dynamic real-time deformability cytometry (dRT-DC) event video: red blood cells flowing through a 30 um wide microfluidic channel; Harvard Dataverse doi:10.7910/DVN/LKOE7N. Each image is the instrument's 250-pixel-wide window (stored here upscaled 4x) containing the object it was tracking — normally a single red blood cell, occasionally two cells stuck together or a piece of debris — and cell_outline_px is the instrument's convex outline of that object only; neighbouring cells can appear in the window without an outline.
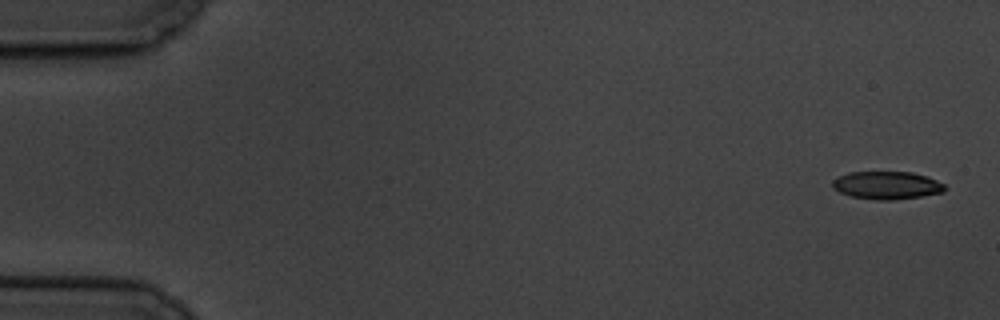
{"species": "common noctule bat (a hibernating species)", "species_latin": "Nyctalus noctula", "temperature_condition": "cold", "stored_images_in_passage": 7, "camera_frame_rate_fps": 3000, "um_per_image_px": 0.085, "animal": {"sex": "male", "body_mass_g": 19.5, "forearm_length_mm": 54.6}, "frame": {"image": 1, "passage_image": 1, "time_ms": 0.0, "image_size_px": [1000, 320], "cell_outline_px": [[944, 192], [920, 196], [892, 200], [876, 200], [852, 196], [840, 192], [832, 188], [832, 180], [848, 172], [912, 172], [928, 176], [944, 184]], "centroid_in_image_um": [75.37, 15.74], "position_along_channel_um": 9.6, "area_um2": 18.15}}
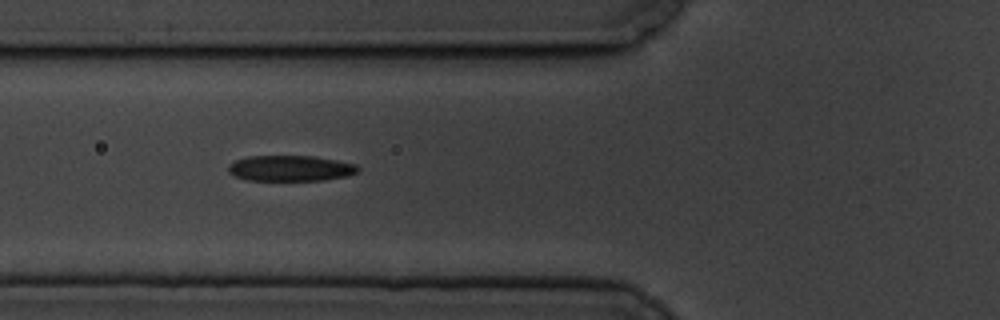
{"frame": {"image": 2, "passage_image": 6, "time_ms": 6.667, "image_size_px": [1000, 320], "cell_outline_px": [[360, 172], [348, 176], [324, 180], [248, 180], [236, 176], [228, 172], [228, 164], [236, 160], [248, 156], [312, 156], [336, 160], [356, 164], [360, 168]], "centroid_in_image_um": [24.72, 14.3], "position_along_channel_um": 101.1, "area_um2": 19.48}}
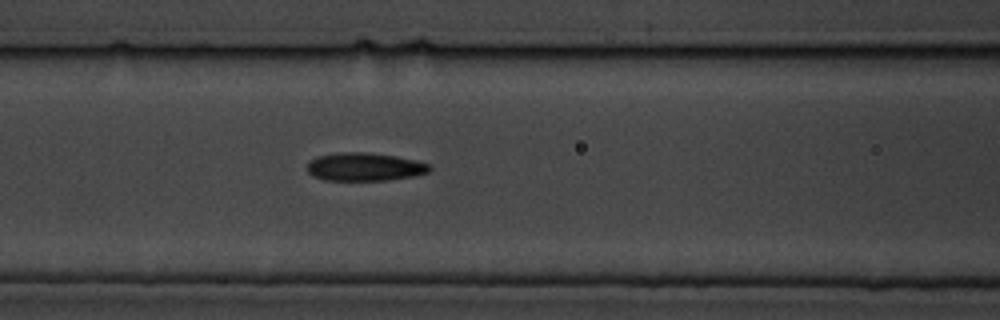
{"frame": {"image": 3, "passage_image": 7, "time_ms": 7.667, "image_size_px": [1000, 320], "cell_outline_px": [[432, 168], [428, 172], [416, 176], [388, 180], [324, 180], [312, 176], [308, 172], [308, 164], [316, 156], [336, 152], [364, 152], [396, 156], [416, 160], [428, 164]], "centroid_in_image_um": [30.99, 14.18], "position_along_channel_um": 135.6, "area_um2": 20.17}}